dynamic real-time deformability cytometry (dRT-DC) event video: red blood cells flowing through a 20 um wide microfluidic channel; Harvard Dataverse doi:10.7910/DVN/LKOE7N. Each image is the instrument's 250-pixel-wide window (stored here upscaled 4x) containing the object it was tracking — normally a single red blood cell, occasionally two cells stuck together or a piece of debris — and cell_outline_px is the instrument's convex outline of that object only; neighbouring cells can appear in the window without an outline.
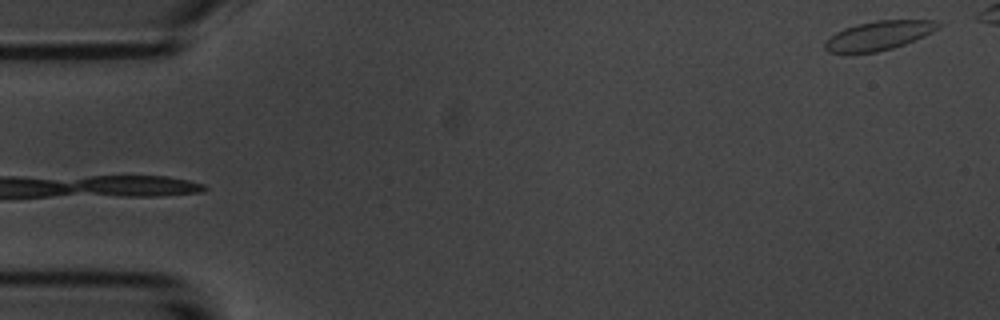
{"species": "common noctule bat (a hibernating species)", "species_latin": "Nyctalus noctula", "temperature_condition": "room temperature", "stored_images_in_passage": 3, "camera_frame_rate_fps": 3000, "um_per_image_px": 0.085, "animal": {"sex": "male", "body_mass_g": 20.1, "forearm_length_mm": 53.5}, "frame": {"image": 1, "passage_image": 3, "time_ms": 3.333, "image_size_px": [1000, 320], "cell_outline_px": [[944, 24], [932, 32], [924, 36], [904, 44], [892, 48], [876, 52], [828, 52], [824, 48], [824, 44], [836, 32], [844, 28], [856, 24], [876, 20], [936, 20]], "centroid_in_image_um": [74.74, 3.0], "position_along_channel_um": 10.3, "area_um2": 19.02}}